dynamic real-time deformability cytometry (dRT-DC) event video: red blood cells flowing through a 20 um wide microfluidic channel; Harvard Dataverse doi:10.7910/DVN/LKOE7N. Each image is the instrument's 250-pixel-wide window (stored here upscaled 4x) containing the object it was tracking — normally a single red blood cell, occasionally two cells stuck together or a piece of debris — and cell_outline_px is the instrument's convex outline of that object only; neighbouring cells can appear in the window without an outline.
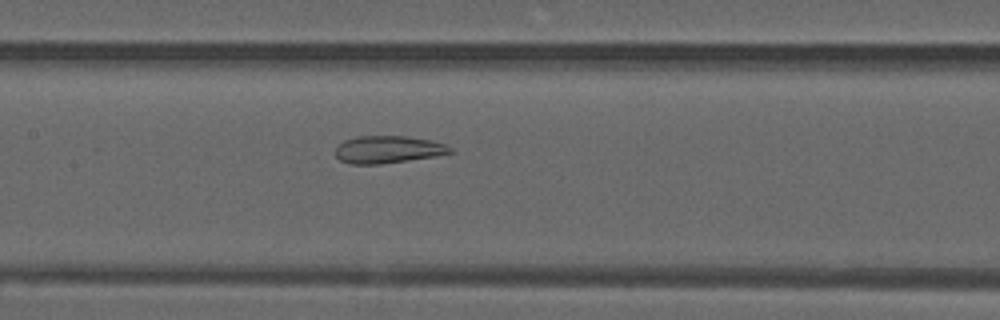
{"species": "common noctule bat (a hibernating species)", "species_latin": "Nyctalus noctula", "temperature_condition": "warm", "stored_images_in_passage": 47, "camera_frame_rate_fps": 3000, "um_per_image_px": 0.085, "animal": {"sex": "male", "forearm_length_mm": 52.5}, "frame": {"image": 1, "passage_image": 25, "time_ms": 8.0, "image_size_px": [1000, 320], "cell_outline_px": [[452, 152], [436, 156], [380, 164], [348, 164], [340, 160], [336, 156], [336, 148], [344, 140], [356, 136], [408, 136], [432, 140], [444, 144], [452, 148]], "centroid_in_image_um": [32.97, 12.7], "position_along_channel_um": 174.4, "area_um2": 18.32}}
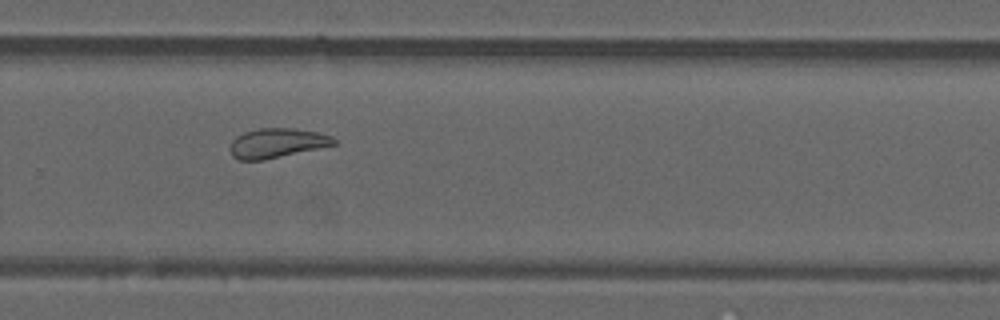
{"frame": {"image": 2, "passage_image": 35, "time_ms": 11.333, "image_size_px": [1000, 320], "cell_outline_px": [[336, 144], [264, 160], [240, 160], [232, 156], [228, 148], [232, 140], [236, 136], [244, 132], [260, 128], [292, 128], [316, 132], [332, 136], [336, 140]], "centroid_in_image_um": [23.49, 12.16], "position_along_channel_um": 306.3, "area_um2": 17.8}}
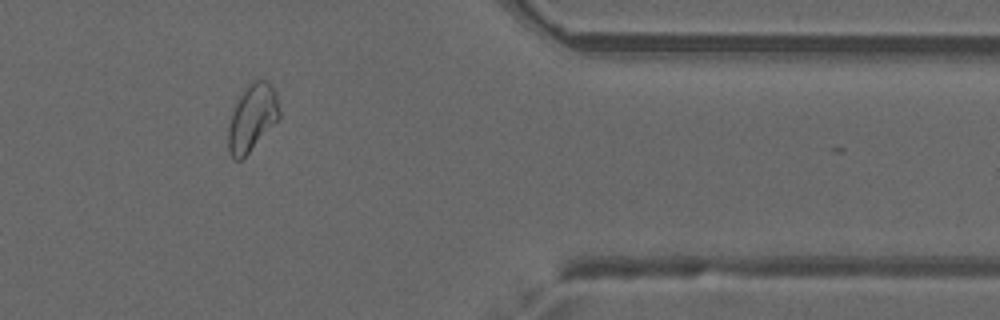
{"frame": {"image": 3, "passage_image": 43, "time_ms": 14.0, "image_size_px": [1000, 320], "cell_outline_px": [[280, 120], [240, 160], [236, 160], [228, 152], [228, 128], [232, 112], [244, 88], [252, 80], [264, 80], [272, 84], [276, 92], [280, 112]], "centroid_in_image_um": [21.46, 9.98], "position_along_channel_um": 389.9, "area_um2": 19.94}, "authors_computed_cell_mechanics": {"area_um2": 20.4612, "velocity_mm_per_s": 3.9632, "shape_relaxation_time_tau1_ms": null, "shape_relaxation_time_tau2_ms": 1.5521, "deformation_change_tau1": null, "deformation_change_tau2": 0.0865}}